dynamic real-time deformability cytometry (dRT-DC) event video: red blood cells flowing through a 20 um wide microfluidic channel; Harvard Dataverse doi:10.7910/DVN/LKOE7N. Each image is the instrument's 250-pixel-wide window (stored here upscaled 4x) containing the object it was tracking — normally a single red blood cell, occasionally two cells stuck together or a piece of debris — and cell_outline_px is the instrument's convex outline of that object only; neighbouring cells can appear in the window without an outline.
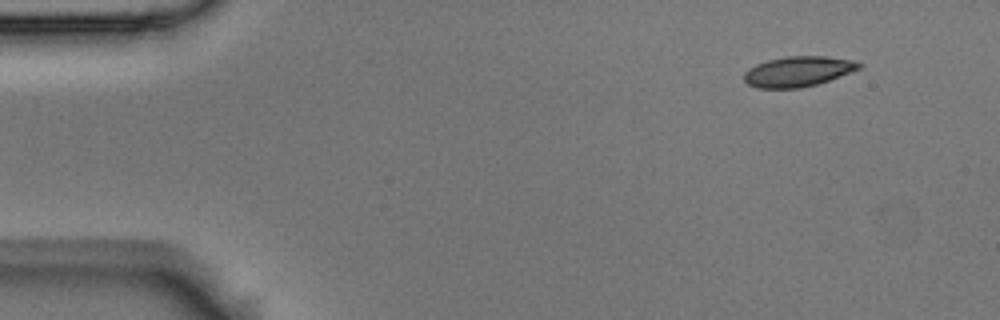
{"species": "Egyptian fruit bat (a non-hibernating species)", "species_latin": "Rousettus aegyptiacus", "temperature_condition": "room temperature", "stored_images_in_passage": 52, "camera_frame_rate_fps": 3000, "um_per_image_px": 0.085, "animal": {"sex": "male"}, "frame": {"image": 1, "passage_image": 1, "time_ms": 0.0, "image_size_px": [1000, 320], "cell_outline_px": [[864, 64], [860, 68], [828, 80], [816, 84], [800, 88], [756, 88], [748, 84], [744, 80], [744, 72], [748, 68], [756, 64], [768, 60], [784, 56], [824, 56], [852, 60]], "centroid_in_image_um": [67.79, 6.07], "position_along_channel_um": 17.2, "area_um2": 20.17}}
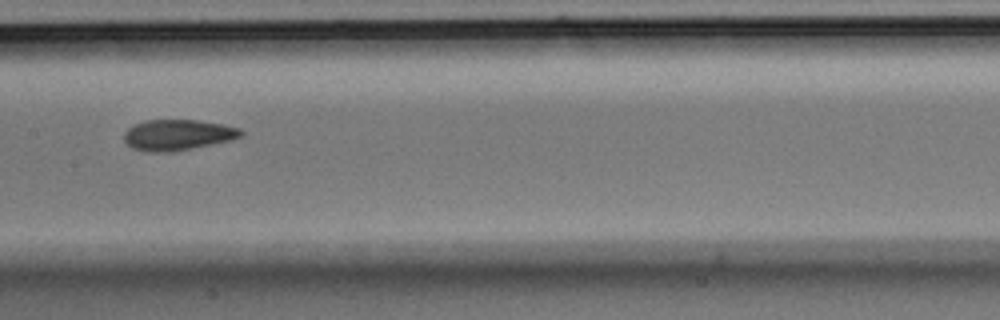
{"frame": {"image": 2, "passage_image": 24, "time_ms": 7.667, "image_size_px": [1000, 320], "cell_outline_px": [[244, 132], [240, 136], [228, 140], [188, 148], [164, 152], [152, 152], [132, 148], [124, 140], [124, 132], [128, 128], [144, 120], [196, 120], [220, 124], [240, 128]], "centroid_in_image_um": [15.05, 11.45], "position_along_channel_um": 192.3, "area_um2": 20.35}}
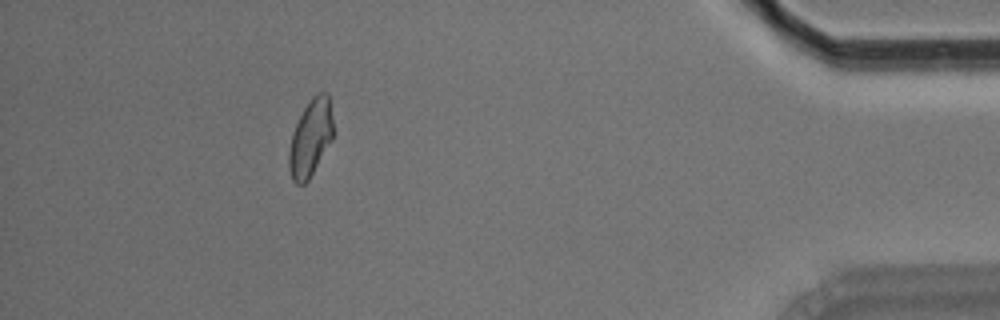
{"frame": {"image": 3, "passage_image": 47, "time_ms": 15.333, "image_size_px": [1000, 320], "cell_outline_px": [[332, 140], [308, 180], [304, 184], [296, 184], [292, 180], [288, 164], [288, 152], [292, 132], [304, 108], [312, 96], [316, 92], [328, 92], [332, 120]], "centroid_in_image_um": [26.38, 11.72], "position_along_channel_um": 408.8, "area_um2": 19.71}, "authors_computed_cell_mechanics": {"area_um2": 20.519, "velocity_mm_per_s": 3.525, "shape_relaxation_time_tau1_ms": null, "shape_relaxation_time_tau2_ms": 2.193, "deformation_change_tau1": null, "deformation_change_tau2": 0.0662}}